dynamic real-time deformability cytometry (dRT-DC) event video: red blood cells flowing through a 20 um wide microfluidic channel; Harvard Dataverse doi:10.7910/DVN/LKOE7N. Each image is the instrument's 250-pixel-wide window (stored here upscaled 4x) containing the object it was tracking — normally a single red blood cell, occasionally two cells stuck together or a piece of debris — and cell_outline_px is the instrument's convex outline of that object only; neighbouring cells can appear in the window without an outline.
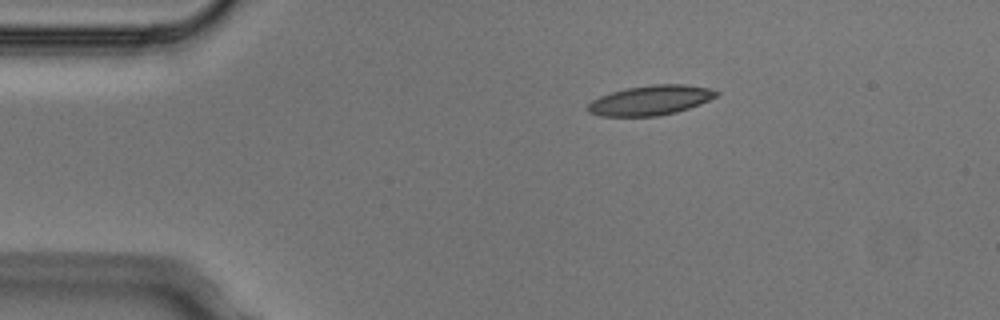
{"species": "Egyptian fruit bat (a non-hibernating species)", "species_latin": "Rousettus aegyptiacus", "temperature_condition": "cold", "stored_images_in_passage": 7, "camera_frame_rate_fps": 3000, "um_per_image_px": 0.085, "animal": {"sex": "male"}, "frame": {"image": 1, "passage_image": 2, "time_ms": 0.333, "image_size_px": [1000, 320], "cell_outline_px": [[720, 92], [716, 96], [700, 104], [676, 112], [656, 116], [600, 116], [588, 112], [588, 104], [592, 100], [600, 96], [624, 88], [652, 84], [684, 84], [708, 88]], "centroid_in_image_um": [55.27, 8.52], "position_along_channel_um": 29.7, "area_um2": 22.2}}
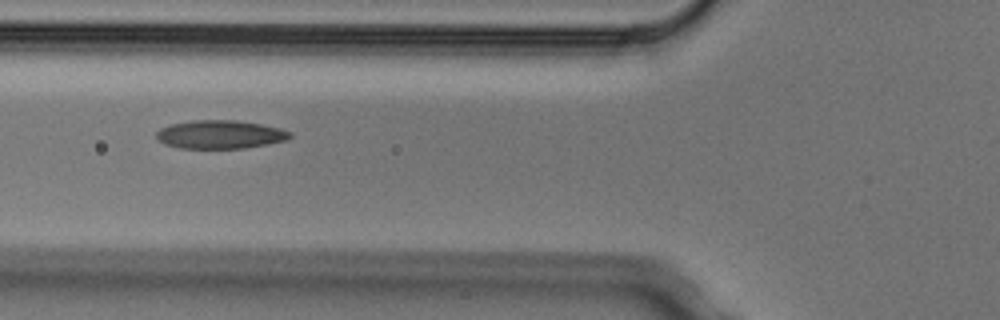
{"frame": {"image": 2, "passage_image": 5, "time_ms": 1.333, "image_size_px": [1000, 320], "cell_outline_px": [[292, 136], [288, 140], [268, 144], [244, 148], [180, 148], [164, 144], [156, 140], [156, 132], [160, 128], [168, 124], [192, 120], [236, 120], [260, 124], [280, 128], [292, 132]], "centroid_in_image_um": [18.69, 11.42], "position_along_channel_um": 107.1, "area_um2": 22.37}}
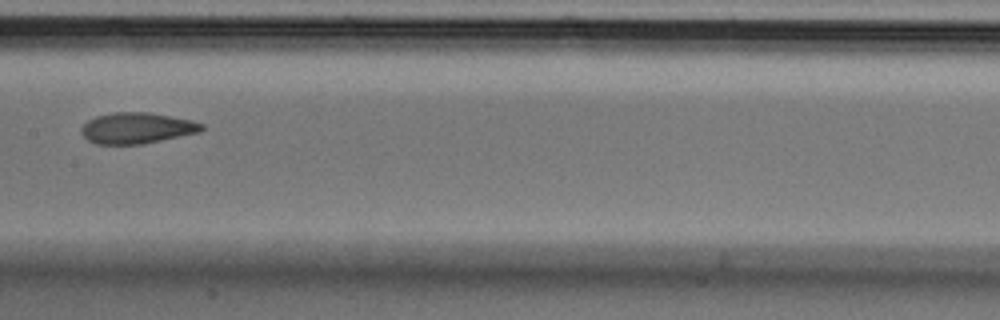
{"frame": {"image": 3, "passage_image": 7, "time_ms": 2.0, "image_size_px": [1000, 320], "cell_outline_px": [[204, 128], [200, 132], [144, 144], [96, 144], [88, 140], [80, 132], [80, 128], [88, 120], [96, 116], [112, 112], [148, 112], [192, 120], [204, 124]], "centroid_in_image_um": [11.63, 10.88], "position_along_channel_um": 195.8, "area_um2": 21.85}}